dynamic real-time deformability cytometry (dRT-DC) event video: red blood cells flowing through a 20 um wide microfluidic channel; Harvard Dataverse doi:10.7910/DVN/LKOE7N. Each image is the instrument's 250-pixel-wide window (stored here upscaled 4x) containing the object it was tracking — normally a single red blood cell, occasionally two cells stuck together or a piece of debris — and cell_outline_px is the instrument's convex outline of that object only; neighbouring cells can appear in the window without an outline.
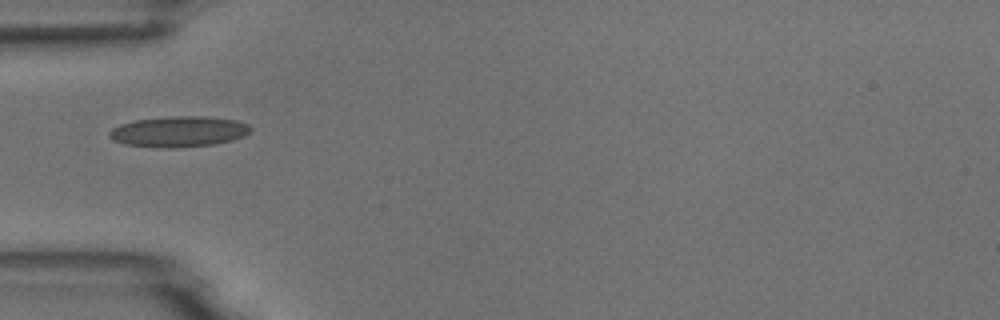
{"species": "common noctule bat (a hibernating species)", "species_latin": "Nyctalus noctula", "temperature_condition": "room temperature", "stored_images_in_passage": 4, "camera_frame_rate_fps": 3000, "um_per_image_px": 0.085, "animal": {"sex": "male", "body_mass_g": 18.8}, "frame": {"image": 1, "passage_image": 4, "time_ms": 4.333, "image_size_px": [1000, 320], "cell_outline_px": [[252, 128], [244, 136], [232, 140], [216, 144], [172, 148], [164, 148], [124, 144], [112, 140], [108, 136], [108, 132], [112, 128], [120, 124], [132, 120], [172, 116], [208, 116], [236, 120], [248, 124]], "centroid_in_image_um": [15.17, 11.18], "position_along_channel_um": 69.8, "area_um2": 25.49}}